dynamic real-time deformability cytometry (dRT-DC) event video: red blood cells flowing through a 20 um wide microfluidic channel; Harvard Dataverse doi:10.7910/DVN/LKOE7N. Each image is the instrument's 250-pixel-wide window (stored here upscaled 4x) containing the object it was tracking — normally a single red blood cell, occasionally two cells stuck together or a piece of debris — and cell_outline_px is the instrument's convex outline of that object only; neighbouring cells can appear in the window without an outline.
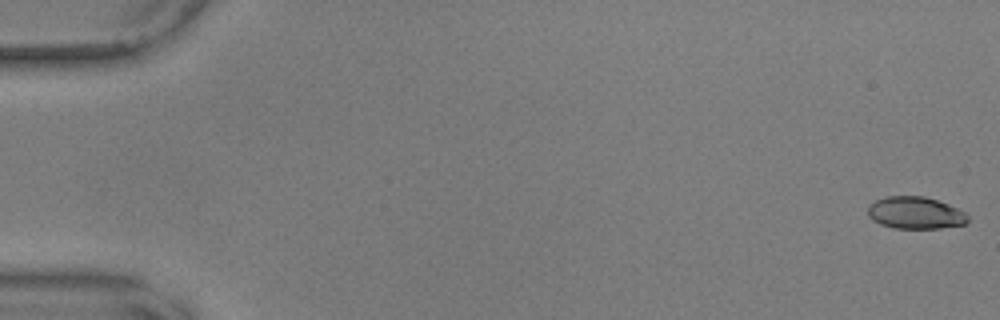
{"species": "common noctule bat (a hibernating species)", "species_latin": "Nyctalus noctula", "temperature_condition": "warm", "stored_images_in_passage": 58, "camera_frame_rate_fps": 3000, "um_per_image_px": 0.085, "animal": {"sex": "male", "body_mass_g": 17.9, "forearm_length_mm": 54.2}, "frame": {"image": 1, "passage_image": 1, "time_ms": 0.0, "image_size_px": [1000, 320], "cell_outline_px": [[968, 224], [940, 228], [892, 228], [880, 224], [872, 220], [868, 216], [868, 204], [884, 196], [924, 196], [948, 204], [964, 212], [968, 216]], "centroid_in_image_um": [77.78, 18.09], "position_along_channel_um": 7.2, "area_um2": 18.84}}
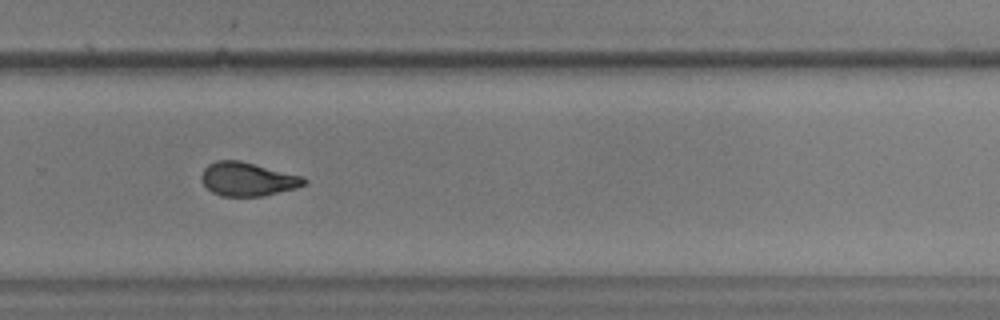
{"frame": {"image": 2, "passage_image": 39, "time_ms": 12.667, "image_size_px": [1000, 320], "cell_outline_px": [[308, 180], [304, 184], [296, 188], [260, 196], [220, 196], [212, 192], [200, 180], [200, 176], [204, 168], [208, 164], [216, 160], [240, 160], [304, 176]], "centroid_in_image_um": [21.03, 15.21], "position_along_channel_um": 308.8, "area_um2": 20.23}}
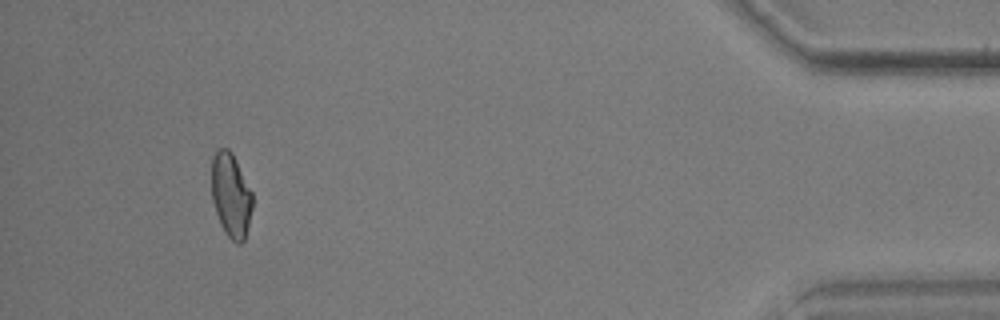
{"frame": {"image": 3, "passage_image": 53, "time_ms": 17.333, "image_size_px": [1000, 320], "cell_outline_px": [[252, 208], [244, 240], [240, 244], [236, 244], [224, 232], [220, 224], [212, 200], [212, 156], [220, 148], [228, 148], [232, 152], [252, 192]], "centroid_in_image_um": [19.62, 16.6], "position_along_channel_um": 415.6, "area_um2": 19.94}, "authors_computed_cell_mechanics": {"area_um2": 20.3745, "velocity_mm_per_s": 3.6005, "shape_relaxation_time_tau1_ms": 5.4117, "shape_relaxation_time_tau2_ms": 2.0517, "deformation_change_tau1": 0.1593, "deformation_change_tau2": 0.0832}}